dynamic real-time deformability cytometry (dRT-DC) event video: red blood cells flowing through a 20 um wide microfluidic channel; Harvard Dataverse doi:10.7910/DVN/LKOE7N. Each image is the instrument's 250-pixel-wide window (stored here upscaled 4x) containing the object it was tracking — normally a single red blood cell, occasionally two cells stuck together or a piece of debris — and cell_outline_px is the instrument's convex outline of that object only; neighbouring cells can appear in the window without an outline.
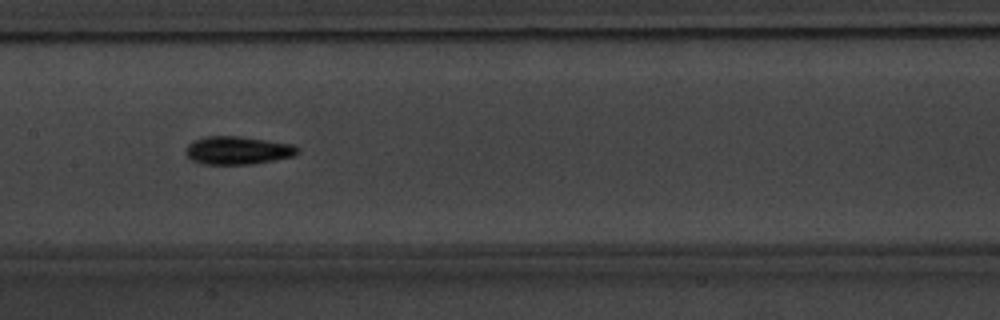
{"species": "common noctule bat (a hibernating species)", "species_latin": "Nyctalus noctula", "temperature_condition": "warm", "stored_images_in_passage": 38, "camera_frame_rate_fps": 3000, "um_per_image_px": 0.085, "animal": {"sex": "male", "body_mass_g": 20.1, "forearm_length_mm": 53.5}, "frame": {"image": 1, "passage_image": 12, "time_ms": 3.667, "image_size_px": [1000, 320], "cell_outline_px": [[300, 152], [296, 156], [252, 164], [200, 164], [192, 160], [184, 152], [188, 144], [192, 140], [204, 136], [240, 136], [296, 144], [300, 148]], "centroid_in_image_um": [20.24, 12.77], "position_along_channel_um": 187.2, "area_um2": 18.73}}
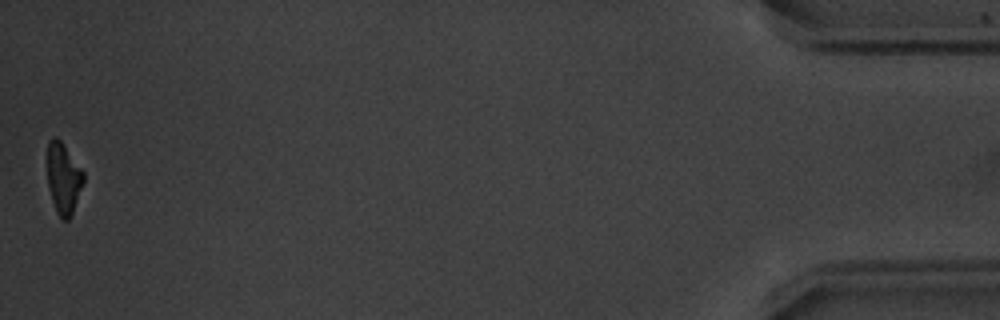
{"frame": {"image": 2, "passage_image": 38, "time_ms": 12.333, "image_size_px": [1000, 320], "cell_outline_px": [[84, 180], [72, 216], [68, 220], [60, 220], [56, 212], [48, 188], [48, 140], [52, 136], [56, 136], [60, 140], [84, 172]], "centroid_in_image_um": [5.39, 15.19], "position_along_channel_um": 429.8, "area_um2": 15.03}, "authors_computed_cell_mechanics": {"area_um2": 16.9065, "velocity_mm_per_s": 3.8299, "shape_relaxation_time_tau1_ms": 2.9661, "shape_relaxation_time_tau2_ms": 7.5204, "deformation_change_tau1": 0.1374, "deformation_change_tau2": 0.1423}}